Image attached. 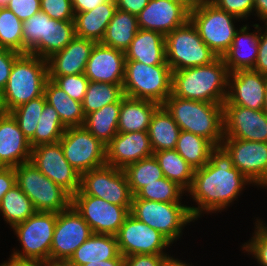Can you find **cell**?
Returning <instances> with one entry per match:
<instances>
[{"label":"cell","instance_id":"cell-4","mask_svg":"<svg viewBox=\"0 0 267 266\" xmlns=\"http://www.w3.org/2000/svg\"><path fill=\"white\" fill-rule=\"evenodd\" d=\"M48 80L47 60L32 54H21L13 63L6 87L0 93L3 112L44 95Z\"/></svg>","mask_w":267,"mask_h":266},{"label":"cell","instance_id":"cell-2","mask_svg":"<svg viewBox=\"0 0 267 266\" xmlns=\"http://www.w3.org/2000/svg\"><path fill=\"white\" fill-rule=\"evenodd\" d=\"M229 73L222 57L206 65L172 71V94L184 99L223 104L228 92Z\"/></svg>","mask_w":267,"mask_h":266},{"label":"cell","instance_id":"cell-21","mask_svg":"<svg viewBox=\"0 0 267 266\" xmlns=\"http://www.w3.org/2000/svg\"><path fill=\"white\" fill-rule=\"evenodd\" d=\"M153 153L148 131L118 132L106 145V165L124 169Z\"/></svg>","mask_w":267,"mask_h":266},{"label":"cell","instance_id":"cell-33","mask_svg":"<svg viewBox=\"0 0 267 266\" xmlns=\"http://www.w3.org/2000/svg\"><path fill=\"white\" fill-rule=\"evenodd\" d=\"M120 109L121 100L110 103L87 114L83 126L103 144L107 145L118 133Z\"/></svg>","mask_w":267,"mask_h":266},{"label":"cell","instance_id":"cell-6","mask_svg":"<svg viewBox=\"0 0 267 266\" xmlns=\"http://www.w3.org/2000/svg\"><path fill=\"white\" fill-rule=\"evenodd\" d=\"M124 95L164 103L172 94V70L168 64L146 65L125 61Z\"/></svg>","mask_w":267,"mask_h":266},{"label":"cell","instance_id":"cell-54","mask_svg":"<svg viewBox=\"0 0 267 266\" xmlns=\"http://www.w3.org/2000/svg\"><path fill=\"white\" fill-rule=\"evenodd\" d=\"M149 0H115L117 9L138 15L147 5Z\"/></svg>","mask_w":267,"mask_h":266},{"label":"cell","instance_id":"cell-57","mask_svg":"<svg viewBox=\"0 0 267 266\" xmlns=\"http://www.w3.org/2000/svg\"><path fill=\"white\" fill-rule=\"evenodd\" d=\"M254 12L260 21L267 24V0H254Z\"/></svg>","mask_w":267,"mask_h":266},{"label":"cell","instance_id":"cell-58","mask_svg":"<svg viewBox=\"0 0 267 266\" xmlns=\"http://www.w3.org/2000/svg\"><path fill=\"white\" fill-rule=\"evenodd\" d=\"M162 266H192L189 263H184L182 260L173 258L172 256L168 255L165 257Z\"/></svg>","mask_w":267,"mask_h":266},{"label":"cell","instance_id":"cell-52","mask_svg":"<svg viewBox=\"0 0 267 266\" xmlns=\"http://www.w3.org/2000/svg\"><path fill=\"white\" fill-rule=\"evenodd\" d=\"M265 25L263 29L259 25L258 56L253 70L267 76V24ZM264 28H266L265 32H261L264 31Z\"/></svg>","mask_w":267,"mask_h":266},{"label":"cell","instance_id":"cell-36","mask_svg":"<svg viewBox=\"0 0 267 266\" xmlns=\"http://www.w3.org/2000/svg\"><path fill=\"white\" fill-rule=\"evenodd\" d=\"M35 212L32 201L17 184L2 197L0 213H2V217L11 228L18 223L26 221Z\"/></svg>","mask_w":267,"mask_h":266},{"label":"cell","instance_id":"cell-11","mask_svg":"<svg viewBox=\"0 0 267 266\" xmlns=\"http://www.w3.org/2000/svg\"><path fill=\"white\" fill-rule=\"evenodd\" d=\"M59 142L65 159L80 174L106 165V145L84 126L67 127Z\"/></svg>","mask_w":267,"mask_h":266},{"label":"cell","instance_id":"cell-62","mask_svg":"<svg viewBox=\"0 0 267 266\" xmlns=\"http://www.w3.org/2000/svg\"><path fill=\"white\" fill-rule=\"evenodd\" d=\"M49 266H67L65 263H49Z\"/></svg>","mask_w":267,"mask_h":266},{"label":"cell","instance_id":"cell-53","mask_svg":"<svg viewBox=\"0 0 267 266\" xmlns=\"http://www.w3.org/2000/svg\"><path fill=\"white\" fill-rule=\"evenodd\" d=\"M16 185V173L14 167H0V205L2 197Z\"/></svg>","mask_w":267,"mask_h":266},{"label":"cell","instance_id":"cell-17","mask_svg":"<svg viewBox=\"0 0 267 266\" xmlns=\"http://www.w3.org/2000/svg\"><path fill=\"white\" fill-rule=\"evenodd\" d=\"M30 161L71 196L80 189L81 174L65 159L60 142L32 148Z\"/></svg>","mask_w":267,"mask_h":266},{"label":"cell","instance_id":"cell-7","mask_svg":"<svg viewBox=\"0 0 267 266\" xmlns=\"http://www.w3.org/2000/svg\"><path fill=\"white\" fill-rule=\"evenodd\" d=\"M181 203L132 199L130 214L160 232L173 244L181 238L184 227L195 221L189 207Z\"/></svg>","mask_w":267,"mask_h":266},{"label":"cell","instance_id":"cell-31","mask_svg":"<svg viewBox=\"0 0 267 266\" xmlns=\"http://www.w3.org/2000/svg\"><path fill=\"white\" fill-rule=\"evenodd\" d=\"M138 30L136 15L116 9L101 43L125 52Z\"/></svg>","mask_w":267,"mask_h":266},{"label":"cell","instance_id":"cell-40","mask_svg":"<svg viewBox=\"0 0 267 266\" xmlns=\"http://www.w3.org/2000/svg\"><path fill=\"white\" fill-rule=\"evenodd\" d=\"M49 19L46 13L40 11L23 22V54L42 58V40H47Z\"/></svg>","mask_w":267,"mask_h":266},{"label":"cell","instance_id":"cell-5","mask_svg":"<svg viewBox=\"0 0 267 266\" xmlns=\"http://www.w3.org/2000/svg\"><path fill=\"white\" fill-rule=\"evenodd\" d=\"M189 20L197 29L203 42L218 57H223L230 48L237 31L235 20L239 22L241 19L218 8L210 0H197L190 10Z\"/></svg>","mask_w":267,"mask_h":266},{"label":"cell","instance_id":"cell-41","mask_svg":"<svg viewBox=\"0 0 267 266\" xmlns=\"http://www.w3.org/2000/svg\"><path fill=\"white\" fill-rule=\"evenodd\" d=\"M74 20H48L47 40H42V58L48 59L64 49L75 37Z\"/></svg>","mask_w":267,"mask_h":266},{"label":"cell","instance_id":"cell-19","mask_svg":"<svg viewBox=\"0 0 267 266\" xmlns=\"http://www.w3.org/2000/svg\"><path fill=\"white\" fill-rule=\"evenodd\" d=\"M267 76L254 71L237 70L229 73L226 101L252 110H262L265 101Z\"/></svg>","mask_w":267,"mask_h":266},{"label":"cell","instance_id":"cell-24","mask_svg":"<svg viewBox=\"0 0 267 266\" xmlns=\"http://www.w3.org/2000/svg\"><path fill=\"white\" fill-rule=\"evenodd\" d=\"M95 44L93 40L75 36L64 49L46 59L48 76L85 73L87 61Z\"/></svg>","mask_w":267,"mask_h":266},{"label":"cell","instance_id":"cell-22","mask_svg":"<svg viewBox=\"0 0 267 266\" xmlns=\"http://www.w3.org/2000/svg\"><path fill=\"white\" fill-rule=\"evenodd\" d=\"M125 52L96 43L87 61L85 76L91 82L123 84Z\"/></svg>","mask_w":267,"mask_h":266},{"label":"cell","instance_id":"cell-25","mask_svg":"<svg viewBox=\"0 0 267 266\" xmlns=\"http://www.w3.org/2000/svg\"><path fill=\"white\" fill-rule=\"evenodd\" d=\"M253 27L257 31L253 30L252 33L247 24L237 29L230 48L223 55L230 73L254 68L258 56L259 24H253Z\"/></svg>","mask_w":267,"mask_h":266},{"label":"cell","instance_id":"cell-39","mask_svg":"<svg viewBox=\"0 0 267 266\" xmlns=\"http://www.w3.org/2000/svg\"><path fill=\"white\" fill-rule=\"evenodd\" d=\"M123 170L133 196L147 184L164 178L163 171L154 156L131 163Z\"/></svg>","mask_w":267,"mask_h":266},{"label":"cell","instance_id":"cell-61","mask_svg":"<svg viewBox=\"0 0 267 266\" xmlns=\"http://www.w3.org/2000/svg\"><path fill=\"white\" fill-rule=\"evenodd\" d=\"M262 110H264L267 113V86H266V92H265L264 106Z\"/></svg>","mask_w":267,"mask_h":266},{"label":"cell","instance_id":"cell-48","mask_svg":"<svg viewBox=\"0 0 267 266\" xmlns=\"http://www.w3.org/2000/svg\"><path fill=\"white\" fill-rule=\"evenodd\" d=\"M218 8L233 14L241 21L254 13V0H210Z\"/></svg>","mask_w":267,"mask_h":266},{"label":"cell","instance_id":"cell-45","mask_svg":"<svg viewBox=\"0 0 267 266\" xmlns=\"http://www.w3.org/2000/svg\"><path fill=\"white\" fill-rule=\"evenodd\" d=\"M253 237L242 245V249L251 254L259 266H267V224L261 219H256Z\"/></svg>","mask_w":267,"mask_h":266},{"label":"cell","instance_id":"cell-14","mask_svg":"<svg viewBox=\"0 0 267 266\" xmlns=\"http://www.w3.org/2000/svg\"><path fill=\"white\" fill-rule=\"evenodd\" d=\"M92 234L88 223L72 205L57 213L50 249V263H66L75 250Z\"/></svg>","mask_w":267,"mask_h":266},{"label":"cell","instance_id":"cell-44","mask_svg":"<svg viewBox=\"0 0 267 266\" xmlns=\"http://www.w3.org/2000/svg\"><path fill=\"white\" fill-rule=\"evenodd\" d=\"M46 103L45 95H42L10 111L29 141L34 137L39 117Z\"/></svg>","mask_w":267,"mask_h":266},{"label":"cell","instance_id":"cell-12","mask_svg":"<svg viewBox=\"0 0 267 266\" xmlns=\"http://www.w3.org/2000/svg\"><path fill=\"white\" fill-rule=\"evenodd\" d=\"M80 190L114 205L131 206L133 194L123 169L109 165L81 174Z\"/></svg>","mask_w":267,"mask_h":266},{"label":"cell","instance_id":"cell-49","mask_svg":"<svg viewBox=\"0 0 267 266\" xmlns=\"http://www.w3.org/2000/svg\"><path fill=\"white\" fill-rule=\"evenodd\" d=\"M6 7L22 22L41 11L40 0H10Z\"/></svg>","mask_w":267,"mask_h":266},{"label":"cell","instance_id":"cell-60","mask_svg":"<svg viewBox=\"0 0 267 266\" xmlns=\"http://www.w3.org/2000/svg\"><path fill=\"white\" fill-rule=\"evenodd\" d=\"M175 2L182 3L189 11L196 4L197 0H171Z\"/></svg>","mask_w":267,"mask_h":266},{"label":"cell","instance_id":"cell-1","mask_svg":"<svg viewBox=\"0 0 267 266\" xmlns=\"http://www.w3.org/2000/svg\"><path fill=\"white\" fill-rule=\"evenodd\" d=\"M249 181L233 166L232 158L222 146H216L208 163L195 169L193 182L187 191L198 207L188 206L195 220L201 214L220 212L236 201ZM204 211V212H203Z\"/></svg>","mask_w":267,"mask_h":266},{"label":"cell","instance_id":"cell-37","mask_svg":"<svg viewBox=\"0 0 267 266\" xmlns=\"http://www.w3.org/2000/svg\"><path fill=\"white\" fill-rule=\"evenodd\" d=\"M122 85L90 81L82 102L84 115L120 101L125 96Z\"/></svg>","mask_w":267,"mask_h":266},{"label":"cell","instance_id":"cell-63","mask_svg":"<svg viewBox=\"0 0 267 266\" xmlns=\"http://www.w3.org/2000/svg\"><path fill=\"white\" fill-rule=\"evenodd\" d=\"M10 0H0L2 6H6Z\"/></svg>","mask_w":267,"mask_h":266},{"label":"cell","instance_id":"cell-26","mask_svg":"<svg viewBox=\"0 0 267 266\" xmlns=\"http://www.w3.org/2000/svg\"><path fill=\"white\" fill-rule=\"evenodd\" d=\"M124 258L115 235L93 233L65 263L67 266L100 265V261Z\"/></svg>","mask_w":267,"mask_h":266},{"label":"cell","instance_id":"cell-59","mask_svg":"<svg viewBox=\"0 0 267 266\" xmlns=\"http://www.w3.org/2000/svg\"><path fill=\"white\" fill-rule=\"evenodd\" d=\"M83 266H96V265H83ZM99 266H124V258H114L111 260L100 261Z\"/></svg>","mask_w":267,"mask_h":266},{"label":"cell","instance_id":"cell-55","mask_svg":"<svg viewBox=\"0 0 267 266\" xmlns=\"http://www.w3.org/2000/svg\"><path fill=\"white\" fill-rule=\"evenodd\" d=\"M74 13L88 12L110 0H71Z\"/></svg>","mask_w":267,"mask_h":266},{"label":"cell","instance_id":"cell-35","mask_svg":"<svg viewBox=\"0 0 267 266\" xmlns=\"http://www.w3.org/2000/svg\"><path fill=\"white\" fill-rule=\"evenodd\" d=\"M216 146L201 136L188 131H180L175 150L194 169L208 163L211 151Z\"/></svg>","mask_w":267,"mask_h":266},{"label":"cell","instance_id":"cell-42","mask_svg":"<svg viewBox=\"0 0 267 266\" xmlns=\"http://www.w3.org/2000/svg\"><path fill=\"white\" fill-rule=\"evenodd\" d=\"M23 22L6 6L0 7V47L23 54Z\"/></svg>","mask_w":267,"mask_h":266},{"label":"cell","instance_id":"cell-15","mask_svg":"<svg viewBox=\"0 0 267 266\" xmlns=\"http://www.w3.org/2000/svg\"><path fill=\"white\" fill-rule=\"evenodd\" d=\"M123 257L135 254L168 255L171 242L160 232L129 214L115 235Z\"/></svg>","mask_w":267,"mask_h":266},{"label":"cell","instance_id":"cell-43","mask_svg":"<svg viewBox=\"0 0 267 266\" xmlns=\"http://www.w3.org/2000/svg\"><path fill=\"white\" fill-rule=\"evenodd\" d=\"M186 191L177 183L167 178H161L142 187L133 199H145L157 202H181Z\"/></svg>","mask_w":267,"mask_h":266},{"label":"cell","instance_id":"cell-51","mask_svg":"<svg viewBox=\"0 0 267 266\" xmlns=\"http://www.w3.org/2000/svg\"><path fill=\"white\" fill-rule=\"evenodd\" d=\"M167 255L135 254L124 257V266H162Z\"/></svg>","mask_w":267,"mask_h":266},{"label":"cell","instance_id":"cell-47","mask_svg":"<svg viewBox=\"0 0 267 266\" xmlns=\"http://www.w3.org/2000/svg\"><path fill=\"white\" fill-rule=\"evenodd\" d=\"M41 11L58 21L74 20L71 0H40Z\"/></svg>","mask_w":267,"mask_h":266},{"label":"cell","instance_id":"cell-3","mask_svg":"<svg viewBox=\"0 0 267 266\" xmlns=\"http://www.w3.org/2000/svg\"><path fill=\"white\" fill-rule=\"evenodd\" d=\"M162 106L181 131H188L221 146L224 139L223 104L169 95Z\"/></svg>","mask_w":267,"mask_h":266},{"label":"cell","instance_id":"cell-8","mask_svg":"<svg viewBox=\"0 0 267 266\" xmlns=\"http://www.w3.org/2000/svg\"><path fill=\"white\" fill-rule=\"evenodd\" d=\"M16 184L32 201L37 212L59 213L71 206L72 196L43 175L29 161L15 167Z\"/></svg>","mask_w":267,"mask_h":266},{"label":"cell","instance_id":"cell-29","mask_svg":"<svg viewBox=\"0 0 267 266\" xmlns=\"http://www.w3.org/2000/svg\"><path fill=\"white\" fill-rule=\"evenodd\" d=\"M160 106L150 100L124 96L121 99L118 132L148 131L152 116Z\"/></svg>","mask_w":267,"mask_h":266},{"label":"cell","instance_id":"cell-16","mask_svg":"<svg viewBox=\"0 0 267 266\" xmlns=\"http://www.w3.org/2000/svg\"><path fill=\"white\" fill-rule=\"evenodd\" d=\"M221 146L231 156L233 166L253 185L267 188V142L224 138Z\"/></svg>","mask_w":267,"mask_h":266},{"label":"cell","instance_id":"cell-56","mask_svg":"<svg viewBox=\"0 0 267 266\" xmlns=\"http://www.w3.org/2000/svg\"><path fill=\"white\" fill-rule=\"evenodd\" d=\"M1 266H49L48 262L34 259H23L11 255L8 261H4Z\"/></svg>","mask_w":267,"mask_h":266},{"label":"cell","instance_id":"cell-38","mask_svg":"<svg viewBox=\"0 0 267 266\" xmlns=\"http://www.w3.org/2000/svg\"><path fill=\"white\" fill-rule=\"evenodd\" d=\"M66 128L54 107L46 103L39 117L34 137L29 141L31 148L59 142Z\"/></svg>","mask_w":267,"mask_h":266},{"label":"cell","instance_id":"cell-28","mask_svg":"<svg viewBox=\"0 0 267 266\" xmlns=\"http://www.w3.org/2000/svg\"><path fill=\"white\" fill-rule=\"evenodd\" d=\"M116 9L115 0H110L96 6L91 11L75 13V35L96 43L101 42Z\"/></svg>","mask_w":267,"mask_h":266},{"label":"cell","instance_id":"cell-10","mask_svg":"<svg viewBox=\"0 0 267 266\" xmlns=\"http://www.w3.org/2000/svg\"><path fill=\"white\" fill-rule=\"evenodd\" d=\"M57 213L35 212L26 221L16 224L15 232L22 250L11 255L50 263V249L56 225Z\"/></svg>","mask_w":267,"mask_h":266},{"label":"cell","instance_id":"cell-34","mask_svg":"<svg viewBox=\"0 0 267 266\" xmlns=\"http://www.w3.org/2000/svg\"><path fill=\"white\" fill-rule=\"evenodd\" d=\"M153 156L162 169L165 178L177 183L186 192L190 189L195 169L175 149L154 152Z\"/></svg>","mask_w":267,"mask_h":266},{"label":"cell","instance_id":"cell-20","mask_svg":"<svg viewBox=\"0 0 267 266\" xmlns=\"http://www.w3.org/2000/svg\"><path fill=\"white\" fill-rule=\"evenodd\" d=\"M190 11L179 2L149 0L148 5L137 15L139 29L156 31L164 36L184 25Z\"/></svg>","mask_w":267,"mask_h":266},{"label":"cell","instance_id":"cell-46","mask_svg":"<svg viewBox=\"0 0 267 266\" xmlns=\"http://www.w3.org/2000/svg\"><path fill=\"white\" fill-rule=\"evenodd\" d=\"M48 79L52 80L72 99L81 103L84 100L90 82L84 73L79 75L48 76Z\"/></svg>","mask_w":267,"mask_h":266},{"label":"cell","instance_id":"cell-18","mask_svg":"<svg viewBox=\"0 0 267 266\" xmlns=\"http://www.w3.org/2000/svg\"><path fill=\"white\" fill-rule=\"evenodd\" d=\"M224 138L267 142V113L223 103Z\"/></svg>","mask_w":267,"mask_h":266},{"label":"cell","instance_id":"cell-13","mask_svg":"<svg viewBox=\"0 0 267 266\" xmlns=\"http://www.w3.org/2000/svg\"><path fill=\"white\" fill-rule=\"evenodd\" d=\"M71 205L95 234L116 235L130 214L131 206L114 205L101 198L85 195L80 189L72 196Z\"/></svg>","mask_w":267,"mask_h":266},{"label":"cell","instance_id":"cell-9","mask_svg":"<svg viewBox=\"0 0 267 266\" xmlns=\"http://www.w3.org/2000/svg\"><path fill=\"white\" fill-rule=\"evenodd\" d=\"M165 50L172 71L206 65L218 57L203 42L190 20L165 36Z\"/></svg>","mask_w":267,"mask_h":266},{"label":"cell","instance_id":"cell-50","mask_svg":"<svg viewBox=\"0 0 267 266\" xmlns=\"http://www.w3.org/2000/svg\"><path fill=\"white\" fill-rule=\"evenodd\" d=\"M21 53L0 47V93L6 87L12 65Z\"/></svg>","mask_w":267,"mask_h":266},{"label":"cell","instance_id":"cell-64","mask_svg":"<svg viewBox=\"0 0 267 266\" xmlns=\"http://www.w3.org/2000/svg\"><path fill=\"white\" fill-rule=\"evenodd\" d=\"M0 112H2V106H1V101H0Z\"/></svg>","mask_w":267,"mask_h":266},{"label":"cell","instance_id":"cell-32","mask_svg":"<svg viewBox=\"0 0 267 266\" xmlns=\"http://www.w3.org/2000/svg\"><path fill=\"white\" fill-rule=\"evenodd\" d=\"M180 131L172 116L161 105L153 114L148 129L153 152L175 149Z\"/></svg>","mask_w":267,"mask_h":266},{"label":"cell","instance_id":"cell-23","mask_svg":"<svg viewBox=\"0 0 267 266\" xmlns=\"http://www.w3.org/2000/svg\"><path fill=\"white\" fill-rule=\"evenodd\" d=\"M29 140L10 112H0V167H17L31 159Z\"/></svg>","mask_w":267,"mask_h":266},{"label":"cell","instance_id":"cell-30","mask_svg":"<svg viewBox=\"0 0 267 266\" xmlns=\"http://www.w3.org/2000/svg\"><path fill=\"white\" fill-rule=\"evenodd\" d=\"M44 95L47 103L54 107L66 127L83 126L85 115L81 102L72 99L50 79L46 81Z\"/></svg>","mask_w":267,"mask_h":266},{"label":"cell","instance_id":"cell-27","mask_svg":"<svg viewBox=\"0 0 267 266\" xmlns=\"http://www.w3.org/2000/svg\"><path fill=\"white\" fill-rule=\"evenodd\" d=\"M125 58L126 61H138L146 65L168 64L165 36L156 31L139 29L125 51Z\"/></svg>","mask_w":267,"mask_h":266}]
</instances>
